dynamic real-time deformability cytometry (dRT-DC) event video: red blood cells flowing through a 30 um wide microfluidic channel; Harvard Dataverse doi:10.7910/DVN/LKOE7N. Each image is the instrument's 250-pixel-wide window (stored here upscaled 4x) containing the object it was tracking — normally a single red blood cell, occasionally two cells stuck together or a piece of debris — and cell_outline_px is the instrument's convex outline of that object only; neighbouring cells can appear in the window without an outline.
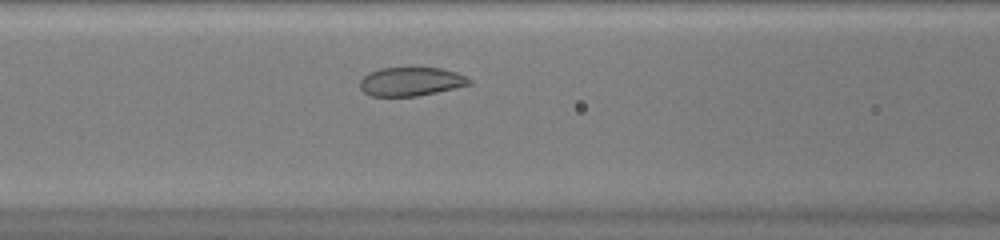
{"species": "common noctule bat (a hibernating species)", "species_latin": "Nyctalus noctula", "temperature_condition": "warm", "stored_images_in_passage": 31, "camera_frame_rate_fps": 3000, "um_per_image_px": 0.085, "animal": {"sex": "female", "body_mass_g": 20.0, "forearm_length_mm": 54.0}, "frame": {"image": 1, "passage_image": 9, "time_ms": 2.667, "image_size_px": [1000, 240], "cell_outline_px": [[472, 84], [436, 92], [416, 96], [372, 96], [364, 92], [360, 88], [360, 80], [368, 72], [380, 68], [440, 68], [456, 72], [472, 80]], "centroid_in_image_um": [34.91, 6.93], "position_along_channel_um": 131.7, "area_um2": 18.21}}
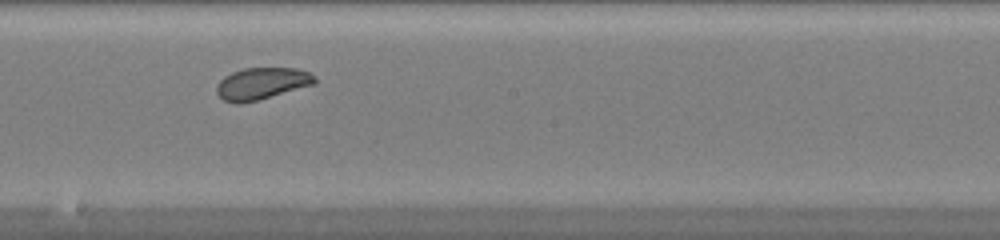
{"frame": {"image": 2, "passage_image": 16, "time_ms": 5.0, "image_size_px": [1000, 240], "cell_outline_px": [[316, 84], [256, 100], [240, 104], [236, 104], [224, 100], [216, 92], [216, 84], [224, 76], [232, 72], [244, 68], [296, 68], [308, 72], [316, 76]], "centroid_in_image_um": [22.24, 7.09], "position_along_channel_um": 226.0, "area_um2": 18.21}}
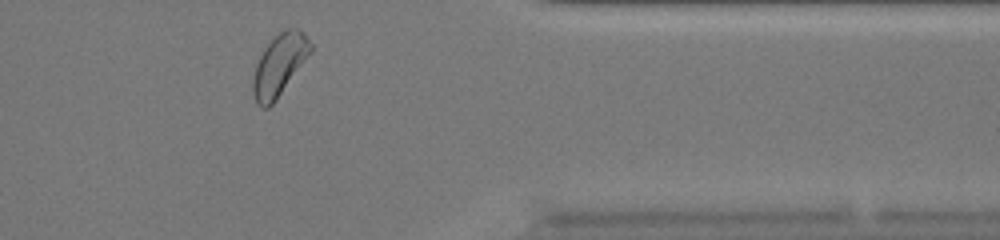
{"frame": {"image": 3, "passage_image": 29, "time_ms": 9.333, "image_size_px": [1000, 240], "cell_outline_px": [[312, 48], [276, 100], [268, 108], [260, 108], [256, 104], [252, 92], [252, 80], [256, 64], [264, 48], [284, 28], [300, 28], [312, 44]], "centroid_in_image_um": [23.7, 5.53], "position_along_channel_um": 387.7, "area_um2": 20.23}, "authors_computed_cell_mechanics": {"area_um2": 18.9006, "velocity_mm_per_s": 4.0482, "shape_relaxation_time_tau1_ms": 6.8125, "shape_relaxation_time_tau2_ms": 1.0873, "deformation_change_tau1": 0.115, "deformation_change_tau2": 0.0665}}